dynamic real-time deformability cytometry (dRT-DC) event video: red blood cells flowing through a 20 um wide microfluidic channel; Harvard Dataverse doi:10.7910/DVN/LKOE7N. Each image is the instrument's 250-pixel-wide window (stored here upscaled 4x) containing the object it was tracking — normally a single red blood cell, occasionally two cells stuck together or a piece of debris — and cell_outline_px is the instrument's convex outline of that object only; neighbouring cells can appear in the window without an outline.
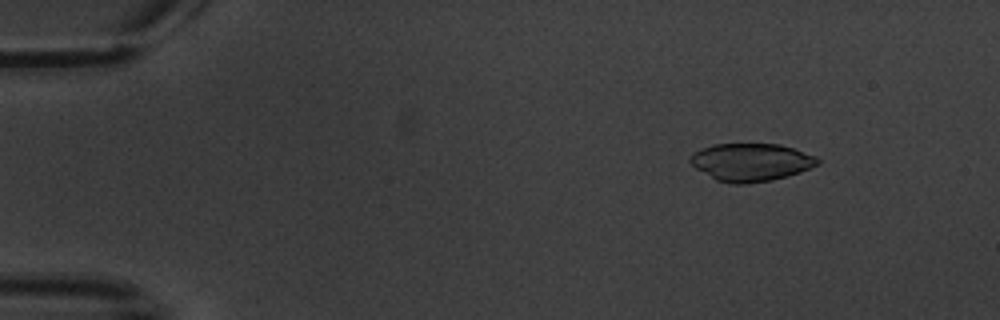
{"species": "common noctule bat (a hibernating species)", "species_latin": "Nyctalus noctula", "temperature_condition": "warm", "stored_images_in_passage": 4, "camera_frame_rate_fps": 3000, "um_per_image_px": 0.085, "animal": {"sex": "male", "body_mass_g": 20.1, "forearm_length_mm": 53.5}, "frame": {"image": 1, "passage_image": 2, "time_ms": 1.667, "image_size_px": [1000, 320], "cell_outline_px": [[820, 164], [800, 172], [772, 180], [744, 184], [732, 184], [716, 180], [696, 168], [688, 160], [696, 152], [712, 144], [780, 144], [816, 156], [820, 160]], "centroid_in_image_um": [63.86, 13.79], "position_along_channel_um": 21.1, "area_um2": 27.86}}
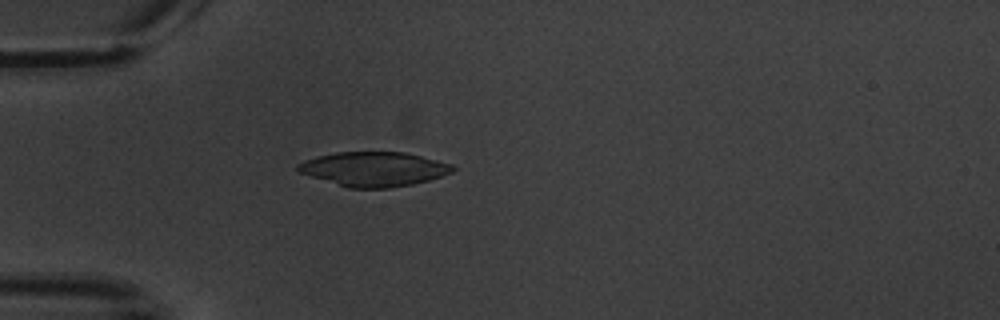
{"frame": {"image": 2, "passage_image": 4, "time_ms": 5.0, "image_size_px": [1000, 320], "cell_outline_px": [[456, 168], [452, 172], [428, 180], [412, 184], [388, 188], [348, 188], [300, 172], [296, 168], [296, 164], [304, 160], [316, 156], [336, 152], [404, 152], [452, 164]], "centroid_in_image_um": [31.76, 14.36], "position_along_channel_um": 53.2, "area_um2": 30.81}}